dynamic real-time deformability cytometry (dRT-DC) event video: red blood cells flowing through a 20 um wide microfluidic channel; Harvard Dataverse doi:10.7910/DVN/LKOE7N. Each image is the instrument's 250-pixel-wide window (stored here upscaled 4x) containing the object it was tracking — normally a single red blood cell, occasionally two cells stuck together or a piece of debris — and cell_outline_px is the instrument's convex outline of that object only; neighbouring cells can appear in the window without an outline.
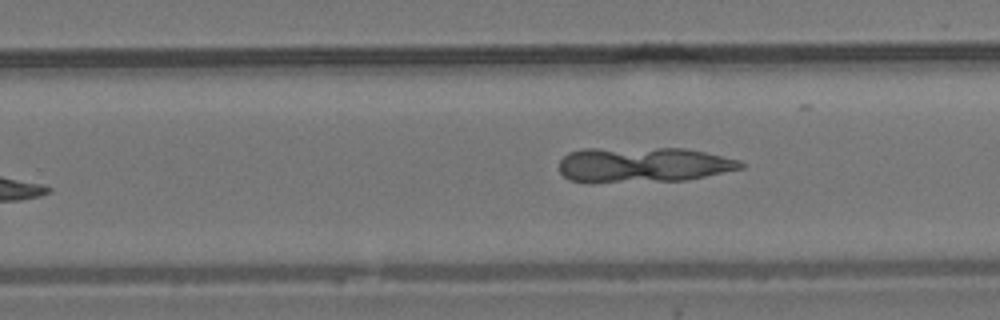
{"species": "common noctule bat (a hibernating species)", "species_latin": "Nyctalus noctula", "temperature_condition": "room temperature", "stored_images_in_passage": 7, "camera_frame_rate_fps": 3000, "um_per_image_px": 0.085, "animal": {"sex": "male", "body_mass_g": 19.2, "forearm_length_mm": 51.8}, "frame": {"image": 1, "passage_image": 7, "time_ms": 7.0, "image_size_px": [1000, 320], "cell_outline_px": [[744, 168], [684, 180], [592, 184], [588, 184], [568, 180], [560, 172], [560, 160], [568, 152], [584, 148], [684, 148], [704, 152], [740, 160], [744, 164]], "centroid_in_image_um": [54.58, 14.02], "position_along_channel_um": 275.2, "area_um2": 37.97}}